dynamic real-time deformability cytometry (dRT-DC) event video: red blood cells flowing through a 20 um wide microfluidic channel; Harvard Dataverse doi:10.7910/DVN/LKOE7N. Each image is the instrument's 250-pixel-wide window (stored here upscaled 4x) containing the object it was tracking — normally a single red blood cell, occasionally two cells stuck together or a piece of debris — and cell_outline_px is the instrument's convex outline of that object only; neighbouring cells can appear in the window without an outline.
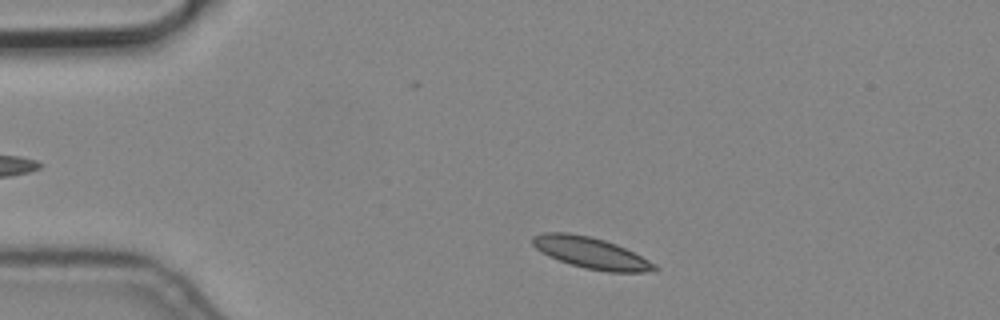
{"species": "common noctule bat (a hibernating species)", "species_latin": "Nyctalus noctula", "temperature_condition": "cold", "stored_images_in_passage": 5, "camera_frame_rate_fps": 3000, "um_per_image_px": 0.085, "animal": {"sex": "male", "body_mass_g": 19.2, "forearm_length_mm": 51.8}, "frame": {"image": 1, "passage_image": 1, "time_ms": 0.0, "image_size_px": [1000, 320], "cell_outline_px": [[660, 268], [644, 272], [608, 272], [584, 268], [548, 256], [536, 248], [532, 244], [532, 236], [544, 232], [568, 232], [588, 236], [604, 240], [616, 244], [656, 264]], "centroid_in_image_um": [50.21, 21.49], "position_along_channel_um": 34.8, "area_um2": 21.96}}
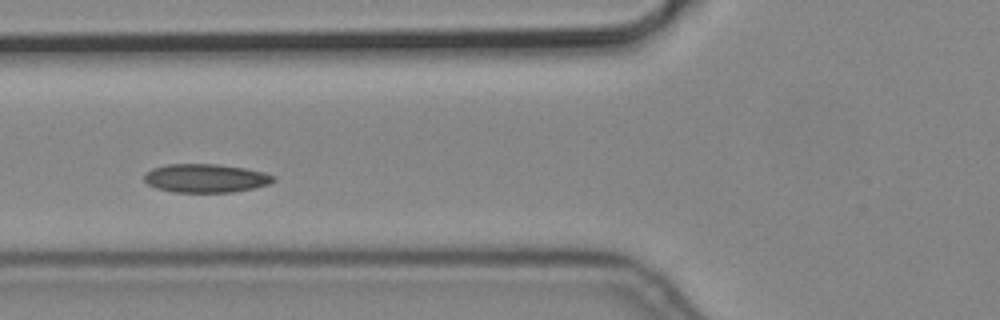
{"frame": {"image": 2, "passage_image": 4, "time_ms": 1.0, "image_size_px": [1000, 320], "cell_outline_px": [[276, 180], [268, 184], [252, 188], [232, 192], [172, 192], [156, 188], [148, 184], [144, 180], [144, 176], [152, 168], [168, 164], [216, 164], [244, 168], [264, 172], [276, 176]], "centroid_in_image_um": [17.49, 15.15], "position_along_channel_um": 108.3, "area_um2": 21.44}}
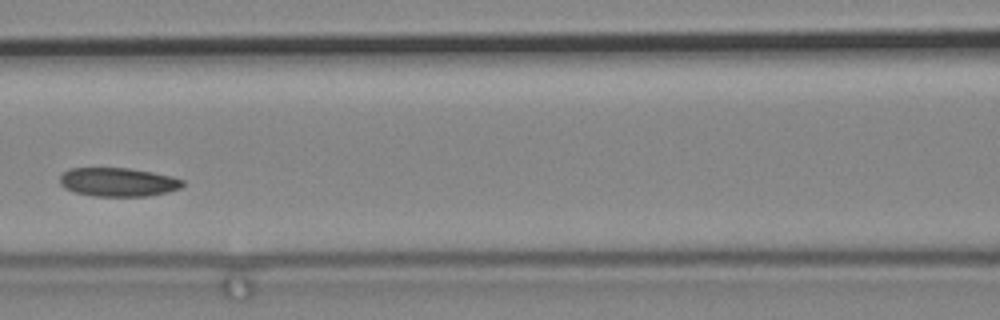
{"frame": {"image": 3, "passage_image": 5, "time_ms": 1.333, "image_size_px": [1000, 320], "cell_outline_px": [[184, 184], [180, 188], [168, 192], [148, 196], [92, 196], [76, 192], [64, 188], [60, 184], [60, 176], [68, 168], [128, 168], [152, 172], [172, 176], [184, 180]], "centroid_in_image_um": [10.04, 15.47], "position_along_channel_um": 156.6, "area_um2": 20.63}}